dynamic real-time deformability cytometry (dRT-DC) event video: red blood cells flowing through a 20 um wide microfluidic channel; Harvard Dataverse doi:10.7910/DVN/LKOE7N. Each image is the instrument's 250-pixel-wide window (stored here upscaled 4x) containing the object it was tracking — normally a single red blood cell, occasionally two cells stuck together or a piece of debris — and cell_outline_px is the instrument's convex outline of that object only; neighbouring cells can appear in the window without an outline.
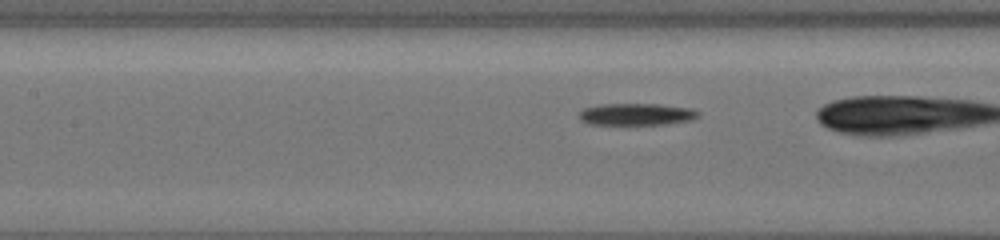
{"species": "common noctule bat (a hibernating species)", "species_latin": "Nyctalus noctula", "temperature_condition": "cold", "stored_images_in_passage": 30, "camera_frame_rate_fps": 3000, "um_per_image_px": 0.085, "animal": {"sex": "female", "body_mass_g": 19.5, "forearm_length_mm": 54.1}, "frame": {"image": 1, "passage_image": 12, "time_ms": 3.667, "image_size_px": [1000, 240], "cell_outline_px": [[700, 116], [692, 120], [668, 124], [592, 124], [580, 120], [580, 112], [584, 108], [600, 104], [660, 104], [692, 108], [700, 112]], "centroid_in_image_um": [54.17, 9.71], "position_along_channel_um": 153.2, "area_um2": 15.26}}
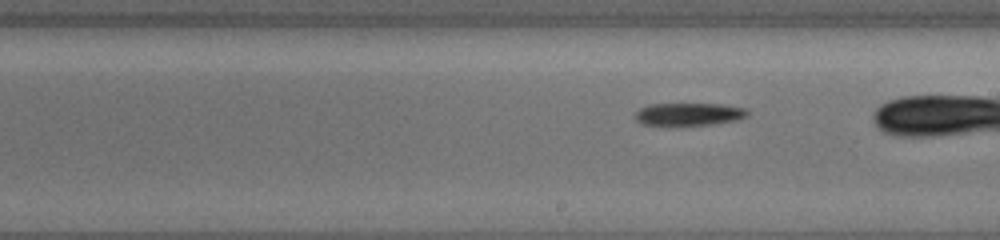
{"frame": {"image": 2, "passage_image": 18, "time_ms": 5.667, "image_size_px": [1000, 240], "cell_outline_px": [[748, 116], [736, 120], [712, 124], [640, 124], [632, 116], [640, 108], [648, 104], [724, 104], [748, 108]], "centroid_in_image_um": [58.57, 9.68], "position_along_channel_um": 230.4, "area_um2": 14.74}}
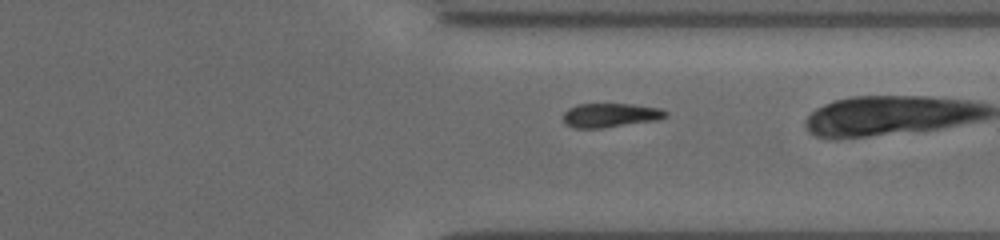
{"frame": {"image": 3, "passage_image": 28, "time_ms": 9.0, "image_size_px": [1000, 240], "cell_outline_px": [[668, 116], [656, 120], [604, 128], [572, 128], [564, 124], [564, 112], [568, 108], [580, 104], [632, 104], [660, 108], [668, 112]], "centroid_in_image_um": [51.87, 9.8], "position_along_channel_um": 359.5, "area_um2": 14.45}}